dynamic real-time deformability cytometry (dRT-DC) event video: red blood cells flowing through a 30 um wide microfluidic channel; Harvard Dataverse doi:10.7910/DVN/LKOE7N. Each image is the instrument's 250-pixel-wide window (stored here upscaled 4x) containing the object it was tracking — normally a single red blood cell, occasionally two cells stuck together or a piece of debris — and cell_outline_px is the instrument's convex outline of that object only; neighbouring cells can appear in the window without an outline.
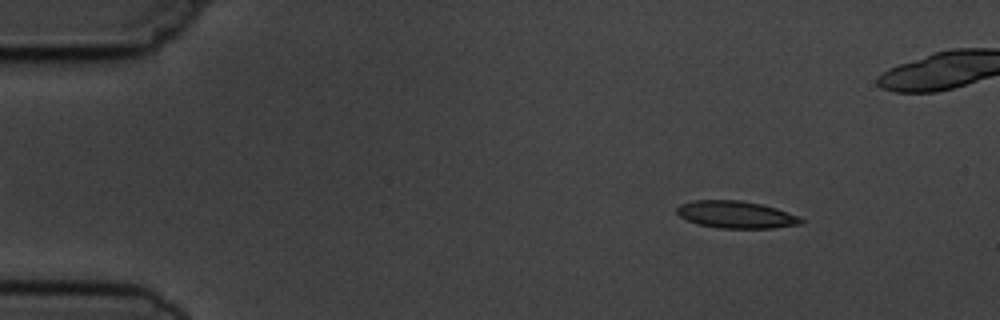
{"species": "common noctule bat (a hibernating species)", "species_latin": "Nyctalus noctula", "temperature_condition": "cold", "stored_images_in_passage": 7, "segment_of_instrument_passage": [1, 2], "camera_frame_rate_fps": 3000, "um_per_image_px": 0.085, "animal": {"sex": "male", "body_mass_g": 19.5, "forearm_length_mm": 54.6}, "frame": {"image": 1, "passage_image": 1, "time_ms": 0.0, "image_size_px": [1000, 320], "cell_outline_px": [[804, 224], [772, 228], [720, 228], [700, 224], [688, 220], [680, 216], [676, 212], [676, 208], [680, 204], [692, 200], [740, 200], [764, 204], [800, 216], [804, 220]], "centroid_in_image_um": [62.6, 18.23], "position_along_channel_um": 22.4, "area_um2": 19.83}}
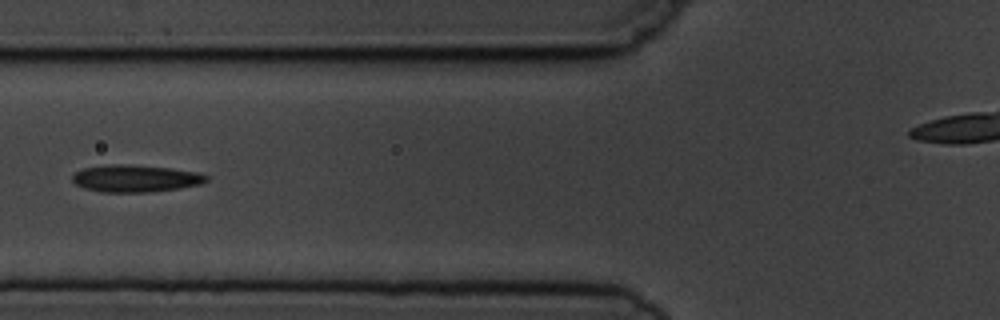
{"frame": {"image": 2, "passage_image": 5, "time_ms": 4.667, "image_size_px": [1000, 320], "cell_outline_px": [[208, 180], [200, 184], [180, 188], [152, 192], [100, 192], [84, 188], [76, 184], [72, 180], [72, 176], [76, 172], [84, 168], [112, 164], [128, 164], [172, 168], [196, 172], [208, 176]], "centroid_in_image_um": [11.52, 15.17], "position_along_channel_um": 114.3, "area_um2": 21.21}}
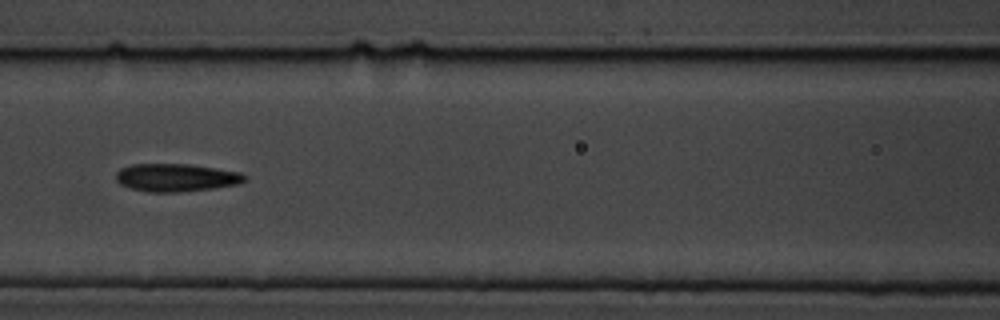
{"frame": {"image": 3, "passage_image": 6, "time_ms": 5.667, "image_size_px": [1000, 320], "cell_outline_px": [[248, 176], [240, 184], [216, 188], [180, 192], [148, 192], [128, 188], [120, 184], [116, 180], [116, 172], [120, 168], [132, 164], [188, 164], [216, 168], [240, 172]], "centroid_in_image_um": [14.97, 15.1], "position_along_channel_um": 151.6, "area_um2": 21.15}}